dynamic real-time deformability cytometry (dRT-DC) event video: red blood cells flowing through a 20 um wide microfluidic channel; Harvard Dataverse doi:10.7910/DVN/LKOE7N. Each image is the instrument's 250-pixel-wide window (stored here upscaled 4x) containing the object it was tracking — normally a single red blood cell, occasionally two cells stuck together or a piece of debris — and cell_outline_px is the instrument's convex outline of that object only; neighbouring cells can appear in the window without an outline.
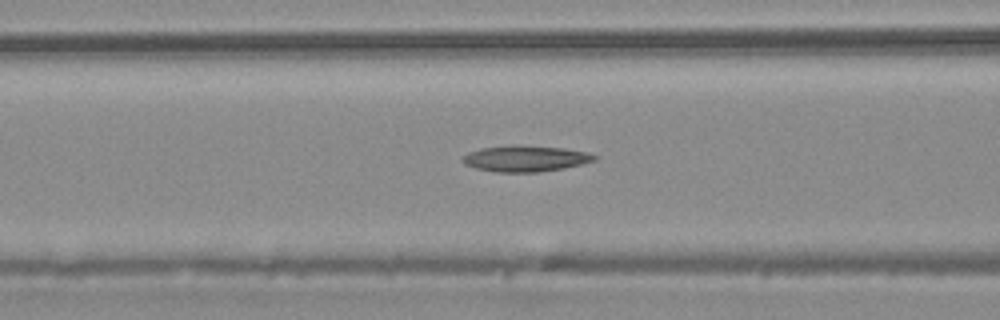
{"species": "common noctule bat (a hibernating species)", "species_latin": "Nyctalus noctula", "temperature_condition": "warm", "stored_images_in_passage": 36, "camera_frame_rate_fps": 3000, "um_per_image_px": 0.085, "animal": {"sex": "male", "body_mass_g": 20.4}, "frame": {"image": 1, "passage_image": 17, "time_ms": 5.333, "image_size_px": [1000, 320], "cell_outline_px": [[600, 156], [596, 160], [564, 168], [540, 172], [496, 172], [476, 168], [464, 164], [460, 160], [468, 152], [480, 148], [560, 148], [588, 152]], "centroid_in_image_um": [44.69, 13.53], "position_along_channel_um": 121.9, "area_um2": 19.02}}
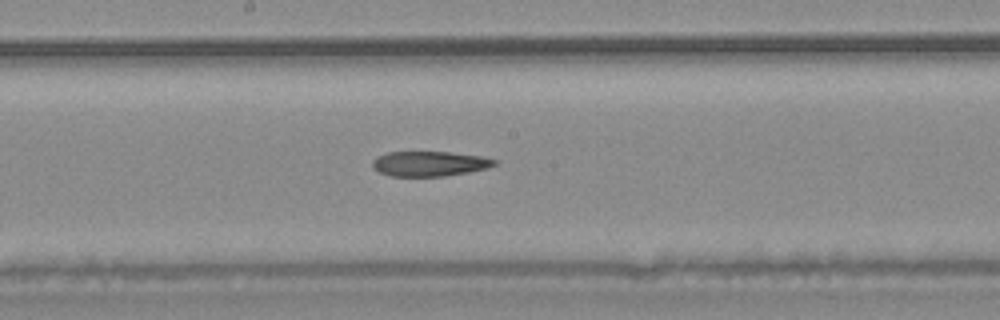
{"frame": {"image": 2, "passage_image": 23, "time_ms": 7.333, "image_size_px": [1000, 320], "cell_outline_px": [[500, 160], [496, 164], [488, 168], [468, 172], [444, 176], [392, 176], [380, 172], [372, 168], [372, 160], [376, 156], [388, 152], [448, 152], [484, 156]], "centroid_in_image_um": [36.53, 13.91], "position_along_channel_um": 211.7, "area_um2": 17.92}}
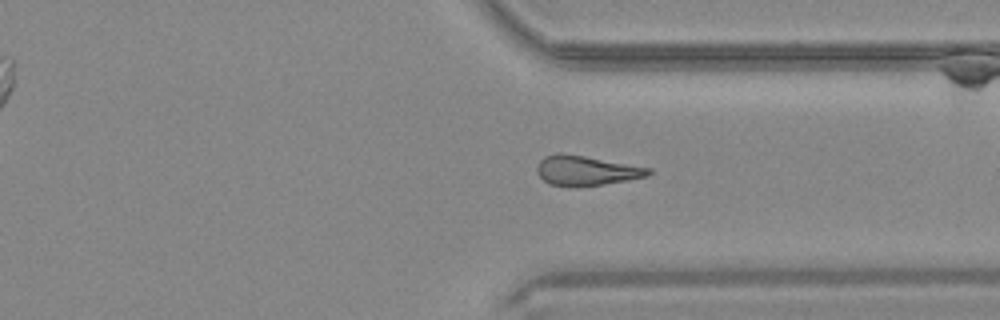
{"frame": {"image": 3, "passage_image": 33, "time_ms": 10.667, "image_size_px": [1000, 320], "cell_outline_px": [[652, 172], [648, 176], [628, 180], [604, 184], [548, 184], [536, 172], [536, 168], [540, 160], [544, 156], [556, 152], [560, 152], [584, 156], [652, 168]], "centroid_in_image_um": [49.84, 14.45], "position_along_channel_um": 361.6, "area_um2": 18.84}}